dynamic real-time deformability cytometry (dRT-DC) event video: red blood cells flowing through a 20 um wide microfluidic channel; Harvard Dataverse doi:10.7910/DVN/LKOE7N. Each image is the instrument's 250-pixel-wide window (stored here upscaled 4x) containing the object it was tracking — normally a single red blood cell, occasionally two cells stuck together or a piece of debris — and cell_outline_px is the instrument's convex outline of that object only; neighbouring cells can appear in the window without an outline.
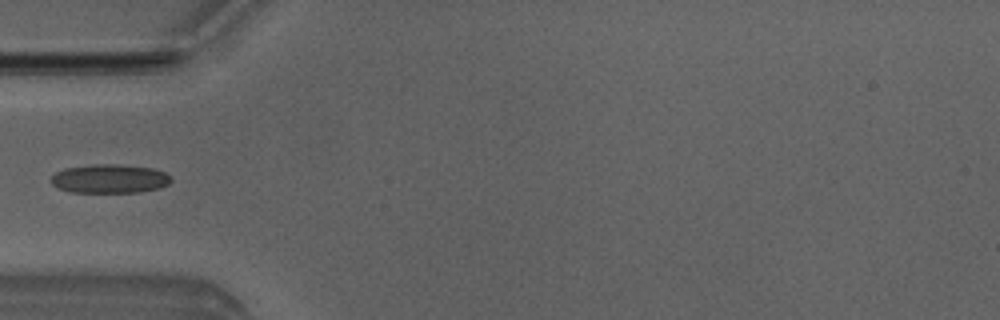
{"species": "Egyptian fruit bat (a non-hibernating species)", "species_latin": "Rousettus aegyptiacus", "temperature_condition": "room temperature", "stored_images_in_passage": 5, "camera_frame_rate_fps": 3000, "um_per_image_px": 0.085, "animal": {"sex": "male"}, "frame": {"image": 1, "passage_image": 5, "time_ms": 4.667, "image_size_px": [1000, 320], "cell_outline_px": [[172, 180], [168, 184], [160, 188], [140, 192], [72, 192], [56, 188], [52, 184], [52, 176], [56, 172], [64, 168], [92, 164], [120, 164], [152, 168], [164, 172], [172, 176]], "centroid_in_image_um": [9.33, 15.19], "position_along_channel_um": 75.7, "area_um2": 20.35}}